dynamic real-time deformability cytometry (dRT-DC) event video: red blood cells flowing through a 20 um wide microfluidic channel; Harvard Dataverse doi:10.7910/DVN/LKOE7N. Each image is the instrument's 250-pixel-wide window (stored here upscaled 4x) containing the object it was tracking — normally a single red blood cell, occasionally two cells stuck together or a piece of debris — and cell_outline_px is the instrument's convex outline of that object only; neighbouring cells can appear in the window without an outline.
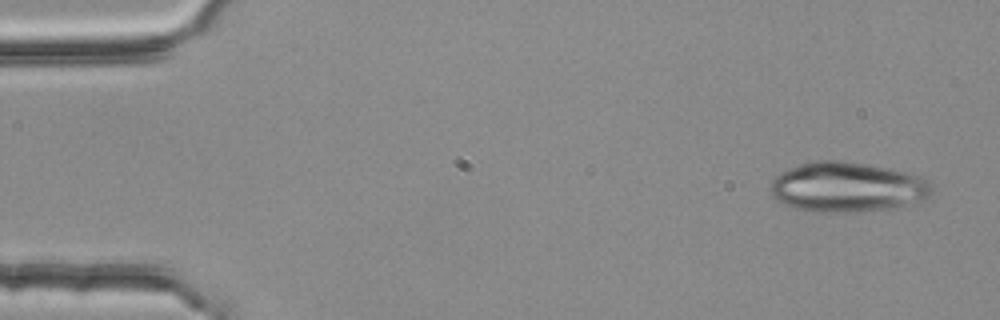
{"species": "common noctule bat (a hibernating species)", "species_latin": "Nyctalus noctula", "temperature_condition": "room temperature", "stored_images_in_passage": 3, "camera_frame_rate_fps": 3000, "um_per_image_px": 0.085, "animal": {"sex": "female", "body_mass_g": 25.1}, "frame": {"image": 1, "passage_image": 1, "time_ms": 0.0, "image_size_px": [1000, 320], "cell_outline_px": [[932, 192], [928, 196], [892, 208], [860, 212], [820, 212], [792, 208], [780, 200], [772, 192], [772, 180], [780, 172], [788, 168], [812, 160], [840, 160], [868, 164], [888, 168], [920, 176], [928, 180], [932, 184]], "centroid_in_image_um": [72.0, 15.89], "position_along_channel_um": 13.0, "area_um2": 46.59}}